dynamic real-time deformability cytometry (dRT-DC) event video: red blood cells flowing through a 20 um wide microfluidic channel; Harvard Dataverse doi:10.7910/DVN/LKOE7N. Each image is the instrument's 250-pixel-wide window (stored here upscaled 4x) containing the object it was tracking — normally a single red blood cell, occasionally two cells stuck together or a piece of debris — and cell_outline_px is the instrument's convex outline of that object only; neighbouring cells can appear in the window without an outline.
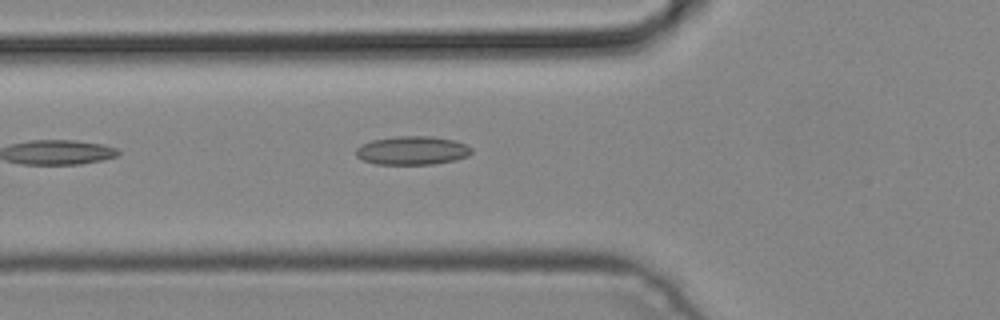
{"species": "common noctule bat (a hibernating species)", "species_latin": "Nyctalus noctula", "temperature_condition": "cold", "stored_images_in_passage": 5, "camera_frame_rate_fps": 3000, "um_per_image_px": 0.085, "animal": {"sex": "male", "body_mass_g": 19.2, "forearm_length_mm": 51.8}, "frame": {"image": 1, "passage_image": 5, "time_ms": 1.333, "image_size_px": [1000, 320], "cell_outline_px": [[472, 152], [468, 156], [456, 160], [432, 164], [376, 164], [364, 160], [356, 156], [356, 148], [360, 144], [372, 140], [396, 136], [432, 136], [452, 140], [464, 144], [472, 148]], "centroid_in_image_um": [35.03, 12.79], "position_along_channel_um": 90.8, "area_um2": 19.25}}